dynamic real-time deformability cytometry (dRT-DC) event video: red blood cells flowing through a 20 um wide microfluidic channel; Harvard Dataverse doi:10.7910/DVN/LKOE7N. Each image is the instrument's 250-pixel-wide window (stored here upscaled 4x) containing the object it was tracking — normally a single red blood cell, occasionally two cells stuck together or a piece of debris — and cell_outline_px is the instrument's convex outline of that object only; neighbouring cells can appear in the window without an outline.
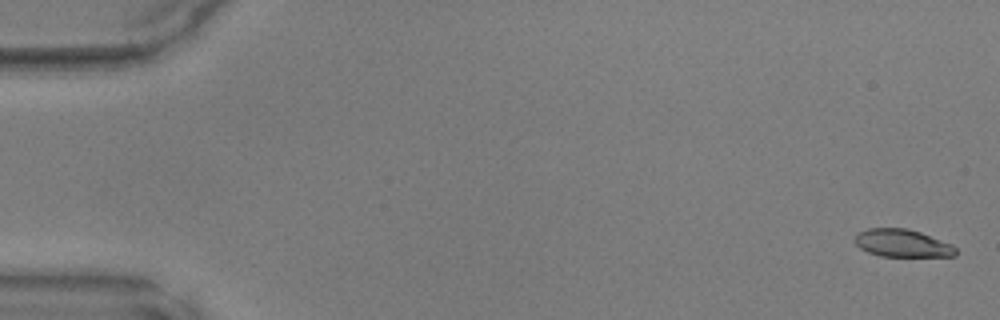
{"species": "common noctule bat (a hibernating species)", "species_latin": "Nyctalus noctula", "temperature_condition": "warm", "stored_images_in_passage": 49, "camera_frame_rate_fps": 3000, "um_per_image_px": 0.085, "animal": {"sex": "male", "body_mass_g": 17.9, "forearm_length_mm": 54.2}, "frame": {"image": 1, "passage_image": 2, "time_ms": 0.333, "image_size_px": [1000, 320], "cell_outline_px": [[956, 256], [880, 256], [868, 252], [860, 248], [856, 244], [856, 232], [868, 228], [908, 228], [920, 232], [952, 244], [956, 248]], "centroid_in_image_um": [76.69, 20.66], "position_along_channel_um": 8.3, "area_um2": 16.24}}
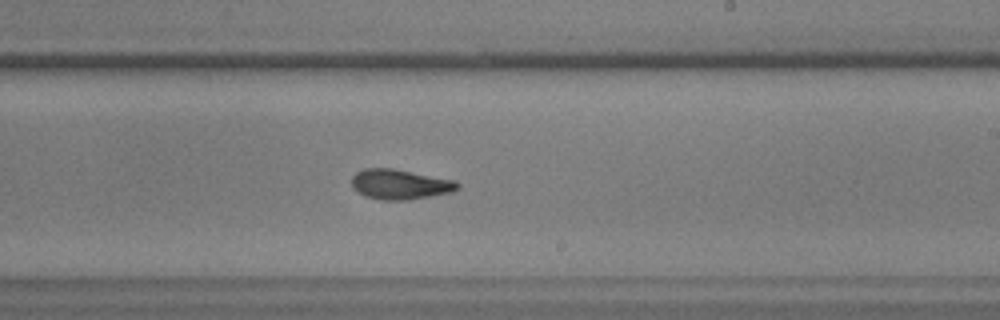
{"frame": {"image": 2, "passage_image": 30, "time_ms": 9.667, "image_size_px": [1000, 320], "cell_outline_px": [[460, 188], [452, 192], [408, 200], [380, 200], [364, 196], [356, 192], [352, 188], [352, 176], [356, 172], [364, 168], [392, 168], [456, 180], [460, 184]], "centroid_in_image_um": [33.99, 15.67], "position_along_channel_um": 255.0, "area_um2": 18.79}}
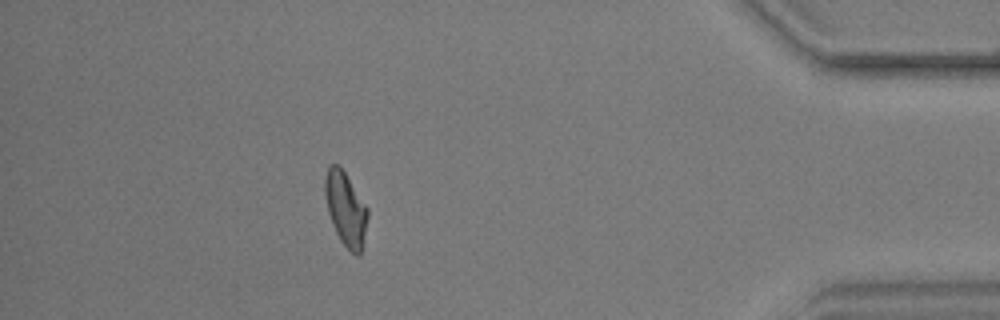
{"frame": {"image": 3, "passage_image": 44, "time_ms": 14.333, "image_size_px": [1000, 320], "cell_outline_px": [[368, 216], [360, 256], [356, 256], [340, 240], [332, 224], [328, 212], [324, 192], [324, 176], [328, 164], [340, 164], [368, 208]], "centroid_in_image_um": [29.36, 17.69], "position_along_channel_um": 405.8, "area_um2": 18.5}}